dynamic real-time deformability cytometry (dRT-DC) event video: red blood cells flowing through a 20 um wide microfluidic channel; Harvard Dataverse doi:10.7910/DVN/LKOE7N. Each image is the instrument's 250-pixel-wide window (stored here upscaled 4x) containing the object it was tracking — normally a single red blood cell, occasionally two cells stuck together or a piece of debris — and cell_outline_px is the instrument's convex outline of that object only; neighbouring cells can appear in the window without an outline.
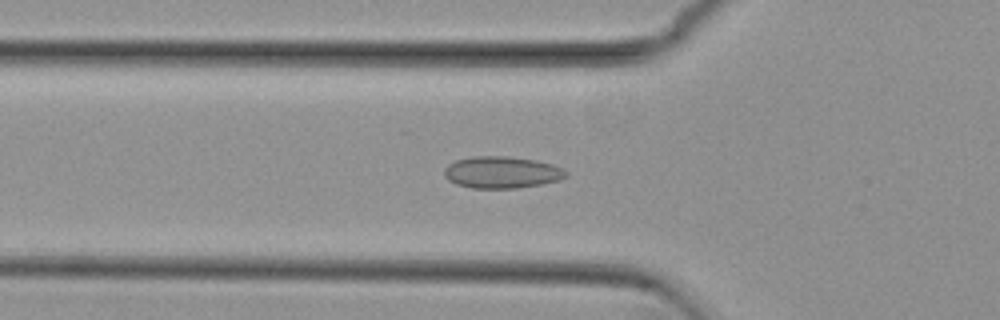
{"species": "common noctule bat (a hibernating species)", "species_latin": "Nyctalus noctula", "temperature_condition": "cold", "stored_images_in_passage": 49, "camera_frame_rate_fps": 3000, "um_per_image_px": 0.085, "animal": {"sex": "female", "body_mass_g": 29.2, "forearm_length_mm": 56.3}, "frame": {"image": 1, "passage_image": 14, "time_ms": 4.333, "image_size_px": [1000, 320], "cell_outline_px": [[568, 176], [560, 180], [540, 184], [516, 188], [472, 188], [456, 184], [448, 180], [444, 176], [444, 168], [448, 164], [456, 160], [472, 156], [508, 156], [536, 160], [552, 164], [564, 168], [568, 172]], "centroid_in_image_um": [42.66, 14.64], "position_along_channel_um": 83.1, "area_um2": 22.77}}
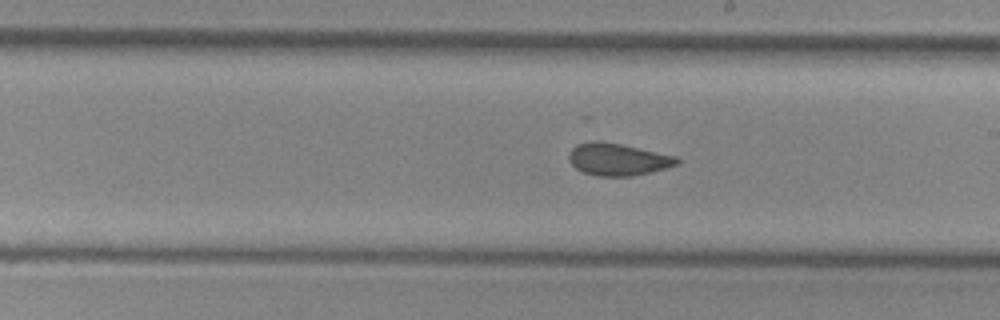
{"frame": {"image": 2, "passage_image": 26, "time_ms": 8.333, "image_size_px": [1000, 320], "cell_outline_px": [[680, 164], [632, 176], [596, 176], [584, 172], [576, 168], [568, 160], [568, 156], [572, 148], [576, 144], [592, 140], [596, 140], [620, 144], [676, 156], [680, 160]], "centroid_in_image_um": [52.49, 13.54], "position_along_channel_um": 236.5, "area_um2": 20.17}}
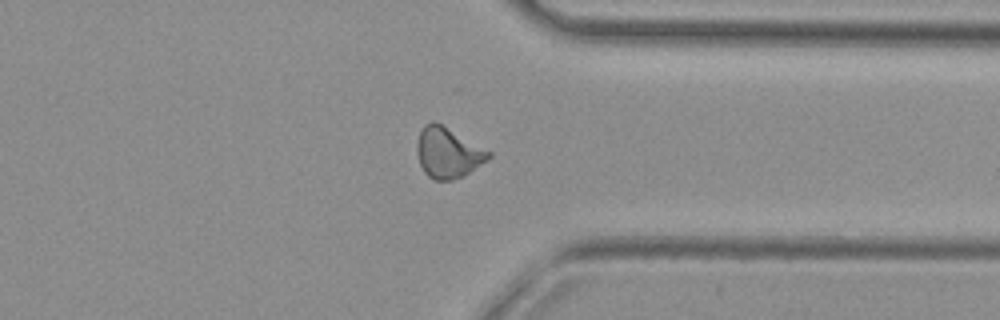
{"frame": {"image": 3, "passage_image": 37, "time_ms": 12.0, "image_size_px": [1000, 320], "cell_outline_px": [[492, 156], [488, 160], [468, 172], [452, 180], [432, 180], [424, 172], [420, 164], [416, 152], [416, 144], [420, 132], [424, 124], [432, 120], [440, 124], [492, 152]], "centroid_in_image_um": [38.05, 12.98], "position_along_channel_um": 373.4, "area_um2": 20.87}, "authors_computed_cell_mechanics": {"area_um2": 20.5768, "velocity_mm_per_s": 3.8184, "shape_relaxation_time_tau1_ms": null, "shape_relaxation_time_tau2_ms": 2.2064, "deformation_change_tau1": null, "deformation_change_tau2": 0.0606}}